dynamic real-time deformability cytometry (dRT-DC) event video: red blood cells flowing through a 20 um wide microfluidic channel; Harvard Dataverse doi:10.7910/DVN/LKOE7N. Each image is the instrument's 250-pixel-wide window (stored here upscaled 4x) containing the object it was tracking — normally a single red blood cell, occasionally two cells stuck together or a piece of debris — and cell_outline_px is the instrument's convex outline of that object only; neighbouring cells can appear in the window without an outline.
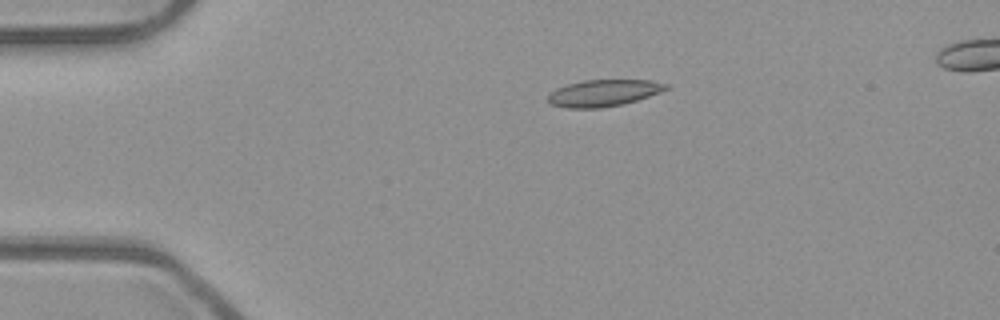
{"species": "common noctule bat (a hibernating species)", "species_latin": "Nyctalus noctula", "temperature_condition": "room temperature", "stored_images_in_passage": 43, "segment_of_instrument_passage": [1, 2], "camera_frame_rate_fps": 3000, "um_per_image_px": 0.085, "animal": {"sex": "male", "body_mass_g": 23.1, "forearm_length_mm": 52.7}, "frame": {"image": 1, "passage_image": 1, "time_ms": 0.0, "image_size_px": [1000, 320], "cell_outline_px": [[668, 88], [660, 92], [624, 104], [600, 108], [568, 108], [552, 104], [548, 100], [548, 96], [556, 88], [568, 84], [584, 80], [648, 80], [668, 84]], "centroid_in_image_um": [51.3, 7.9], "position_along_channel_um": 33.7, "area_um2": 18.15}}
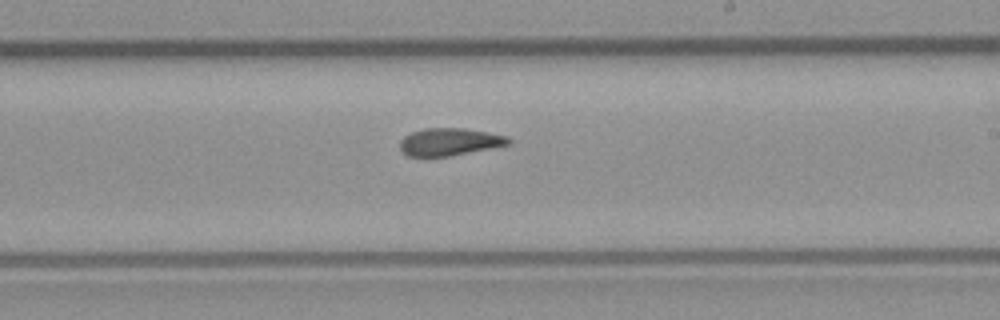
{"frame": {"image": 2, "passage_image": 21, "time_ms": 6.667, "image_size_px": [1000, 320], "cell_outline_px": [[512, 144], [492, 148], [448, 156], [408, 156], [400, 148], [400, 140], [404, 136], [412, 132], [424, 128], [464, 128], [488, 132], [508, 136], [512, 140]], "centroid_in_image_um": [38.25, 12.05], "position_along_channel_um": 250.7, "area_um2": 17.4}}
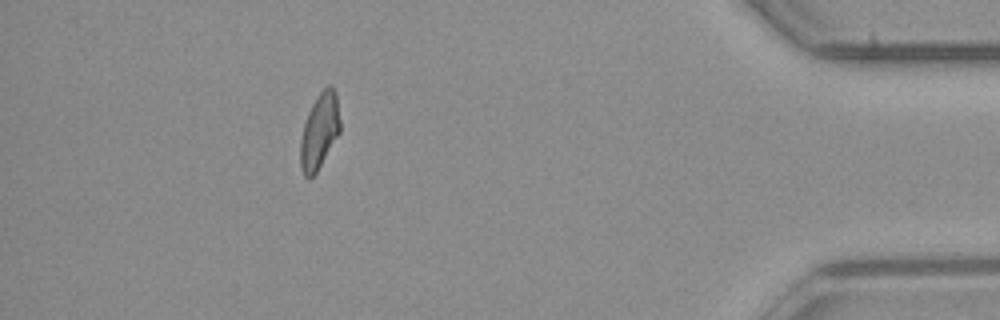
{"frame": {"image": 3, "passage_image": 37, "time_ms": 12.0, "image_size_px": [1000, 320], "cell_outline_px": [[340, 132], [316, 172], [308, 180], [304, 176], [300, 168], [300, 140], [304, 124], [308, 112], [312, 104], [320, 92], [328, 84], [332, 84], [336, 92], [340, 120]], "centroid_in_image_um": [27.15, 11.14], "position_along_channel_um": 408.1, "area_um2": 17.51}}